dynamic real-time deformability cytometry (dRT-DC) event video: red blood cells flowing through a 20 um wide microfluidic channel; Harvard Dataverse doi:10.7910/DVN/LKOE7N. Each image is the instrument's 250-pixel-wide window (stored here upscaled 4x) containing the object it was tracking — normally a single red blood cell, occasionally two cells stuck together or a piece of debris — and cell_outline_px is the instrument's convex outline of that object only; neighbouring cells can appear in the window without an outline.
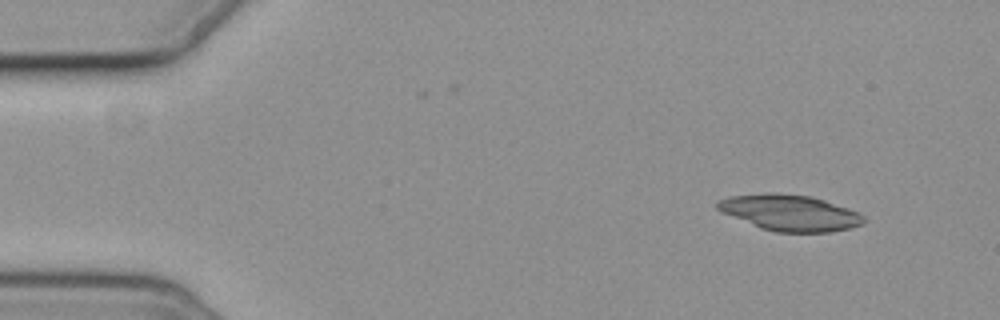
{"species": "common noctule bat (a hibernating species)", "species_latin": "Nyctalus noctula", "temperature_condition": "cold", "stored_images_in_passage": 3, "camera_frame_rate_fps": 3000, "um_per_image_px": 0.085, "animal": {"sex": "female", "body_mass_g": 19.3, "forearm_length_mm": 54.1}, "frame": {"image": 1, "passage_image": 1, "time_ms": 0.0, "image_size_px": [1000, 320], "cell_outline_px": [[864, 220], [860, 224], [848, 228], [828, 232], [776, 232], [760, 228], [724, 212], [716, 208], [716, 204], [720, 200], [728, 196], [812, 196], [848, 208], [864, 216]], "centroid_in_image_um": [67.19, 18.13], "position_along_channel_um": 17.8, "area_um2": 29.07}}